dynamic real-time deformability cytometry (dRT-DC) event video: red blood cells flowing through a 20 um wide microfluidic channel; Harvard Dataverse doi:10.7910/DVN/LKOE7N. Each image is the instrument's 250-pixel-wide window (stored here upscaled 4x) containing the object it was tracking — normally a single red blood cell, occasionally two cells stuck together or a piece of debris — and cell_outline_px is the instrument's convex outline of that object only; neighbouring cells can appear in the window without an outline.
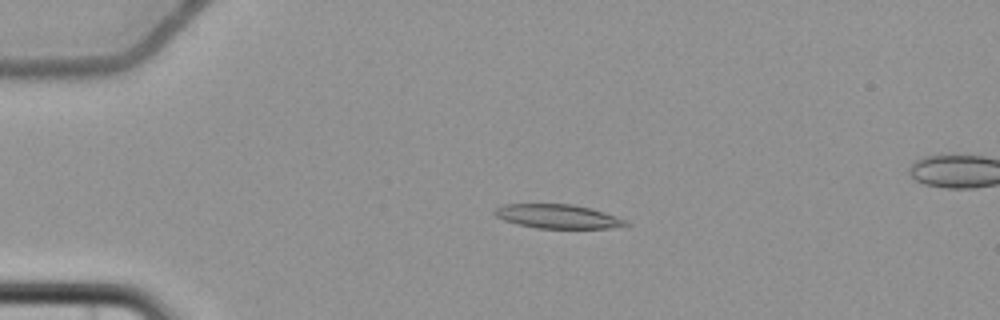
{"species": "common noctule bat (a hibernating species)", "species_latin": "Nyctalus noctula", "temperature_condition": "cold", "stored_images_in_passage": 5, "camera_frame_rate_fps": 3000, "um_per_image_px": 0.085, "animal": {"sex": "female", "body_mass_g": 22.7, "forearm_length_mm": 54.2}, "frame": {"image": 1, "passage_image": 3, "time_ms": 2.333, "image_size_px": [1000, 320], "cell_outline_px": [[632, 224], [612, 228], [536, 228], [516, 224], [504, 220], [496, 216], [492, 212], [496, 208], [504, 204], [572, 204], [592, 208], [628, 220]], "centroid_in_image_um": [47.43, 18.39], "position_along_channel_um": 37.6, "area_um2": 18.5}}